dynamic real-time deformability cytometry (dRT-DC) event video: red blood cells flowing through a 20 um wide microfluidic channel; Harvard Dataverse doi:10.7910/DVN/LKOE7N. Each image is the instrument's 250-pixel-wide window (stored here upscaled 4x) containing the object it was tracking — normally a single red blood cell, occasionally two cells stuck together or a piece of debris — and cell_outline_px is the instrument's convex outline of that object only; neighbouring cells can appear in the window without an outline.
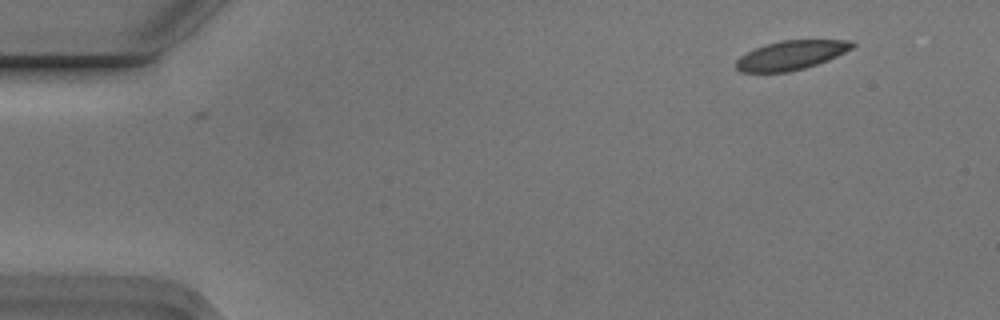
{"species": "Egyptian fruit bat (a non-hibernating species)", "species_latin": "Rousettus aegyptiacus", "temperature_condition": "cold", "stored_images_in_passage": 2, "camera_frame_rate_fps": 3000, "um_per_image_px": 0.085, "animal": {"sex": "male"}, "frame": {"image": 1, "passage_image": 2, "time_ms": 0.333, "image_size_px": [1000, 320], "cell_outline_px": [[856, 44], [852, 48], [828, 60], [804, 68], [788, 72], [740, 72], [736, 68], [736, 60], [740, 56], [764, 44], [780, 40], [852, 40]], "centroid_in_image_um": [67.23, 4.68], "position_along_channel_um": 17.8, "area_um2": 19.65}}